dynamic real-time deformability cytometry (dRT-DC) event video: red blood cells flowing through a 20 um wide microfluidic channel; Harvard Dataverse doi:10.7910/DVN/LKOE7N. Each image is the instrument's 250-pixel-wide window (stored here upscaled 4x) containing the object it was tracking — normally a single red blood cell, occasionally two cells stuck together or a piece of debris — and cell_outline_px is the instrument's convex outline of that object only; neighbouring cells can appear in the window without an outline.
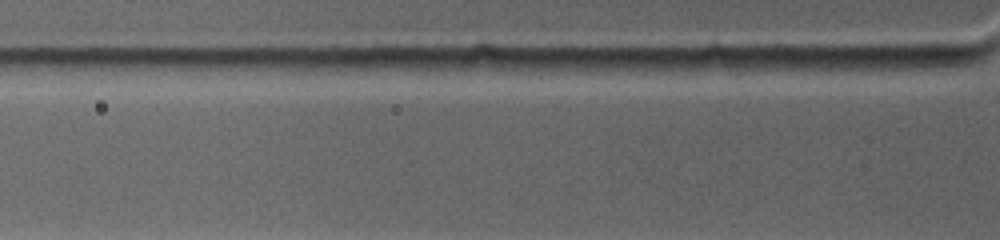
{"species": "common noctule bat (a hibernating species)", "species_latin": "Nyctalus noctula", "temperature_condition": "warm", "stored_images_in_passage": 3, "camera_frame_rate_fps": 4500, "um_per_image_px": 0.085, "animal": {"sex": "female", "body_mass_g": 19.0, "forearm_length_mm": 53.3}, "frame": {"image": 1, "passage_image": 3, "time_ms": 1.111, "image_size_px": [1000, 240], "cell_outline_px": [[984, 60], [972, 64], [884, 76], [840, 68], [848, 56], [984, 56]], "centroid_in_image_um": [76.92, 5.41], "position_along_channel_um": 48.9, "area_um2": 14.16}}